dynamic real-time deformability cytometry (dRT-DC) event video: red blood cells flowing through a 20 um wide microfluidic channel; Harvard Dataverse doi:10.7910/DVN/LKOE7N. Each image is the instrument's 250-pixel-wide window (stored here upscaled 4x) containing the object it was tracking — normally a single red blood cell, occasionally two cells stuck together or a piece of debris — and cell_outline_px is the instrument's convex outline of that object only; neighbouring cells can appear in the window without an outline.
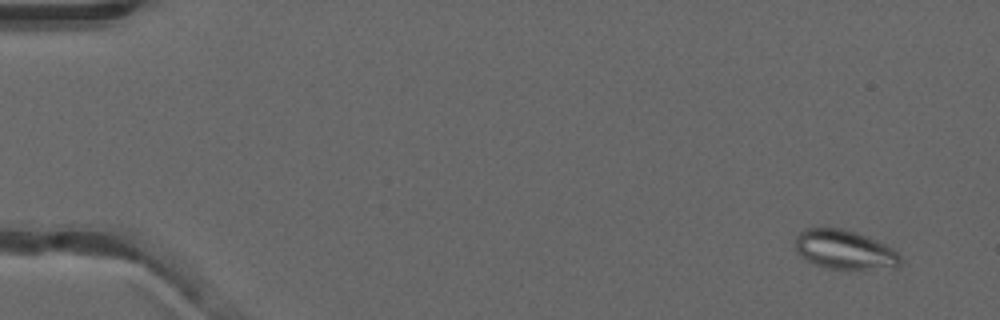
{"species": "common noctule bat (a hibernating species)", "species_latin": "Nyctalus noctula", "temperature_condition": "warm", "stored_images_in_passage": 53, "camera_frame_rate_fps": 3000, "um_per_image_px": 0.085, "animal": {"sex": "male", "forearm_length_mm": 52.5}, "frame": {"image": 1, "passage_image": 4, "time_ms": 1.0, "image_size_px": [1000, 320], "cell_outline_px": [[904, 264], [896, 268], [828, 268], [804, 260], [796, 252], [796, 236], [804, 228], [840, 228], [856, 232], [868, 236], [892, 248], [904, 260]], "centroid_in_image_um": [71.81, 21.22], "position_along_channel_um": 13.2, "area_um2": 24.04}}
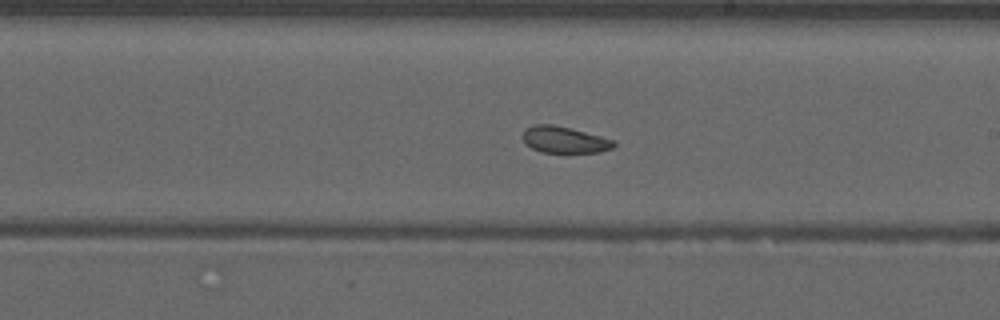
{"frame": {"image": 2, "passage_image": 32, "time_ms": 10.333, "image_size_px": [1000, 320], "cell_outline_px": [[616, 144], [612, 148], [600, 152], [568, 156], [540, 152], [532, 148], [524, 140], [524, 128], [532, 124], [552, 124], [616, 140]], "centroid_in_image_um": [48.0, 11.94], "position_along_channel_um": 241.0, "area_um2": 14.74}}
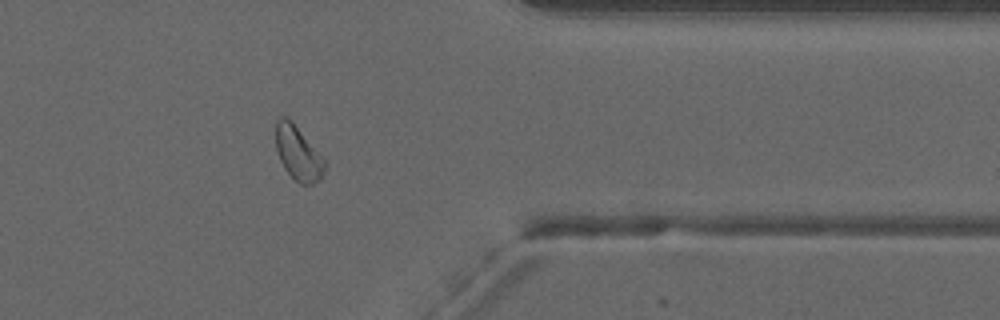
{"frame": {"image": 3, "passage_image": 44, "time_ms": 14.333, "image_size_px": [1000, 320], "cell_outline_px": [[328, 164], [320, 180], [312, 184], [300, 184], [284, 168], [280, 160], [276, 148], [276, 120], [280, 116], [284, 116], [296, 128]], "centroid_in_image_um": [25.34, 13.08], "position_along_channel_um": 386.1, "area_um2": 14.85}, "authors_computed_cell_mechanics": {"area_um2": 17.2822, "velocity_mm_per_s": 3.9218, "shape_relaxation_time_tau1_ms": null, "shape_relaxation_time_tau2_ms": 5.9256, "deformation_change_tau1": null, "deformation_change_tau2": 0.1245}}